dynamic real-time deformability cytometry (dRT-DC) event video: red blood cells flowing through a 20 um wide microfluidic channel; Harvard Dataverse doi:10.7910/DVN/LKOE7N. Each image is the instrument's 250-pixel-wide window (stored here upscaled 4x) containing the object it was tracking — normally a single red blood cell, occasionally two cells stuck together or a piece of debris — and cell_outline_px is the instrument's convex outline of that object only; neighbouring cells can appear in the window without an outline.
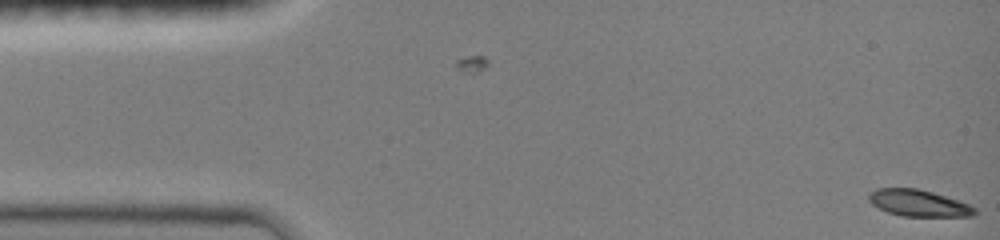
{"species": "common noctule bat (a hibernating species)", "species_latin": "Nyctalus noctula", "temperature_condition": "room temperature", "stored_images_in_passage": 2, "camera_frame_rate_fps": 3000, "um_per_image_px": 0.085, "animal": {"sex": "female", "body_mass_g": 19.0, "forearm_length_mm": 51.5}, "frame": {"image": 1, "passage_image": 2, "time_ms": 0.333, "image_size_px": [1000, 240], "cell_outline_px": [[976, 212], [972, 216], [900, 216], [888, 212], [872, 204], [868, 200], [868, 192], [876, 188], [916, 188], [932, 192], [968, 204], [976, 208]], "centroid_in_image_um": [78.02, 17.26], "position_along_channel_um": 7.0, "area_um2": 16.3}}